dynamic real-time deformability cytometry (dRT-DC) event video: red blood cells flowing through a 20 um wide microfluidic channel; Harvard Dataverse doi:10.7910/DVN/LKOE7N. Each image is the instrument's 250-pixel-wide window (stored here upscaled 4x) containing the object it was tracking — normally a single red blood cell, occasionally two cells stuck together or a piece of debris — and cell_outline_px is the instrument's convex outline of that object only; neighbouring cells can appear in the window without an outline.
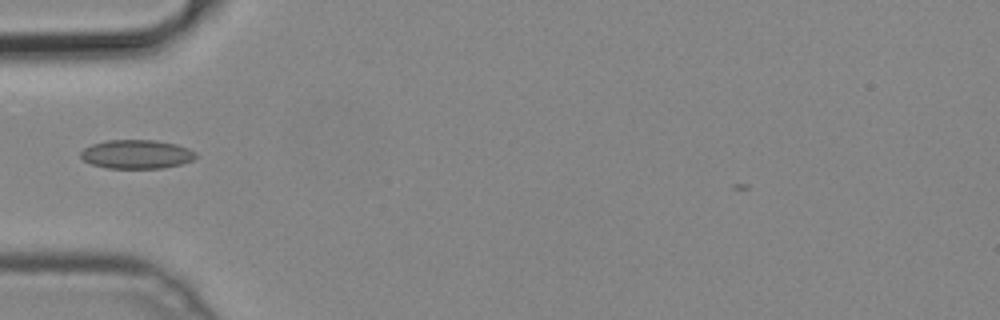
{"species": "common noctule bat (a hibernating species)", "species_latin": "Nyctalus noctula", "temperature_condition": "cold", "stored_images_in_passage": 33, "camera_frame_rate_fps": 3000, "um_per_image_px": 0.085, "animal": {"sex": "male", "body_mass_g": 19.2, "forearm_length_mm": 51.8}, "frame": {"image": 1, "passage_image": 1, "time_ms": 0.0, "image_size_px": [1000, 320], "cell_outline_px": [[196, 156], [192, 160], [180, 164], [164, 168], [108, 168], [92, 164], [84, 160], [80, 156], [80, 152], [84, 148], [92, 144], [108, 140], [156, 140], [176, 144], [188, 148], [196, 152]], "centroid_in_image_um": [11.61, 13.1], "position_along_channel_um": 73.4, "area_um2": 19.31}}
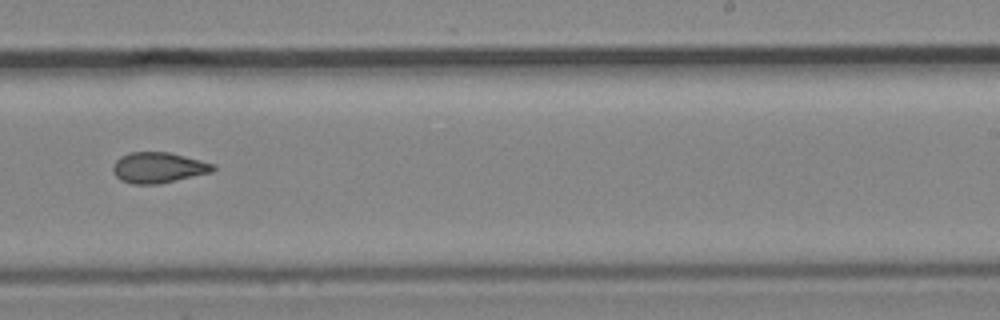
{"frame": {"image": 2, "passage_image": 16, "time_ms": 5.0, "image_size_px": [1000, 320], "cell_outline_px": [[216, 168], [212, 172], [160, 184], [132, 184], [120, 180], [112, 172], [112, 164], [120, 156], [128, 152], [168, 152], [216, 164]], "centroid_in_image_um": [13.43, 14.25], "position_along_channel_um": 275.6, "area_um2": 18.09}}
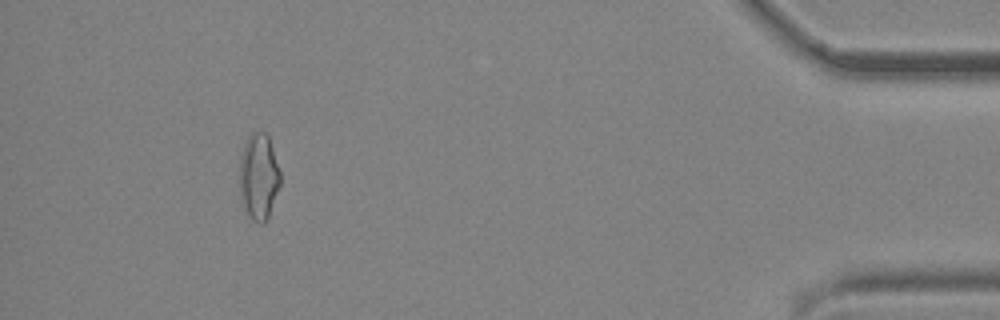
{"frame": {"image": 3, "passage_image": 31, "time_ms": 10.0, "image_size_px": [1000, 320], "cell_outline_px": [[280, 184], [268, 216], [264, 224], [260, 224], [252, 220], [244, 212], [240, 196], [240, 160], [244, 144], [248, 136], [252, 132], [264, 132], [268, 136], [280, 172]], "centroid_in_image_um": [21.97, 15.05], "position_along_channel_um": 413.2, "area_um2": 20.4}}